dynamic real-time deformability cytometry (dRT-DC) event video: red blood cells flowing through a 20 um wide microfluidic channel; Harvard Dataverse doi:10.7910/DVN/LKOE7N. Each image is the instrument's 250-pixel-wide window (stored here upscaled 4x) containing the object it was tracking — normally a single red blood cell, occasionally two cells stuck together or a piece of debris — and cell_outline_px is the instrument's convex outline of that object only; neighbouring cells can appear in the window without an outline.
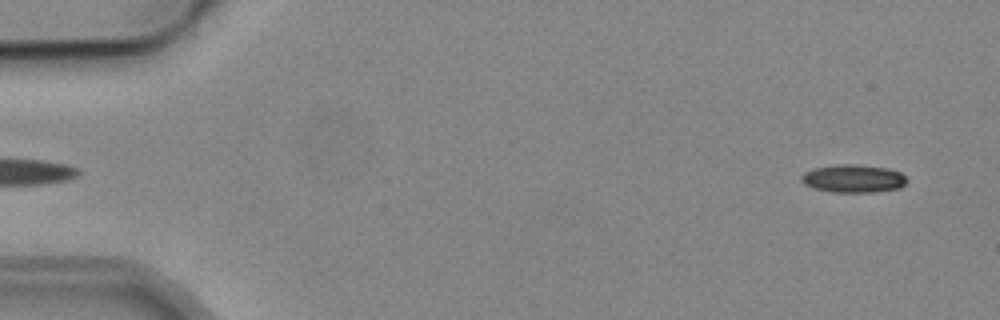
{"species": "common noctule bat (a hibernating species)", "species_latin": "Nyctalus noctula", "temperature_condition": "cold", "stored_images_in_passage": 4, "camera_frame_rate_fps": 3000, "um_per_image_px": 0.085, "animal": {"sex": "male", "body_mass_g": 19.2, "forearm_length_mm": 51.8}, "frame": {"image": 1, "passage_image": 1, "time_ms": 0.0, "image_size_px": [1000, 320], "cell_outline_px": [[908, 180], [900, 188], [872, 192], [832, 192], [812, 188], [804, 184], [800, 180], [800, 176], [804, 172], [812, 168], [840, 164], [852, 164], [888, 168], [900, 172]], "centroid_in_image_um": [72.49, 15.18], "position_along_channel_um": 12.5, "area_um2": 17.28}}